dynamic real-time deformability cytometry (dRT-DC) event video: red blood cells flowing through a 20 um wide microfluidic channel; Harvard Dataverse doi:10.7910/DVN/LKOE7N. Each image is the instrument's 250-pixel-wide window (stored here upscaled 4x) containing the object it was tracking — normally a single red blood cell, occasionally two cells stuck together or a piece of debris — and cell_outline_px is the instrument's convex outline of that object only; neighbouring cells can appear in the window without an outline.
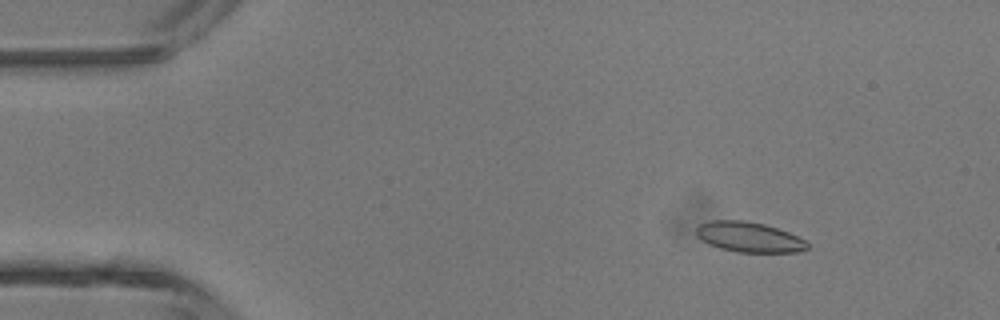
{"species": "common noctule bat (a hibernating species)", "species_latin": "Nyctalus noctula", "temperature_condition": "room temperature", "stored_images_in_passage": 3, "camera_frame_rate_fps": 3000, "um_per_image_px": 0.085, "animal": {"sex": "male", "body_mass_g": 13.3}, "frame": {"image": 1, "passage_image": 2, "time_ms": 0.333, "image_size_px": [1000, 320], "cell_outline_px": [[808, 248], [796, 252], [736, 252], [720, 248], [696, 236], [696, 228], [700, 224], [712, 220], [744, 220], [764, 224], [788, 232], [808, 240]], "centroid_in_image_um": [63.7, 20.14], "position_along_channel_um": 21.3, "area_um2": 19.42}}